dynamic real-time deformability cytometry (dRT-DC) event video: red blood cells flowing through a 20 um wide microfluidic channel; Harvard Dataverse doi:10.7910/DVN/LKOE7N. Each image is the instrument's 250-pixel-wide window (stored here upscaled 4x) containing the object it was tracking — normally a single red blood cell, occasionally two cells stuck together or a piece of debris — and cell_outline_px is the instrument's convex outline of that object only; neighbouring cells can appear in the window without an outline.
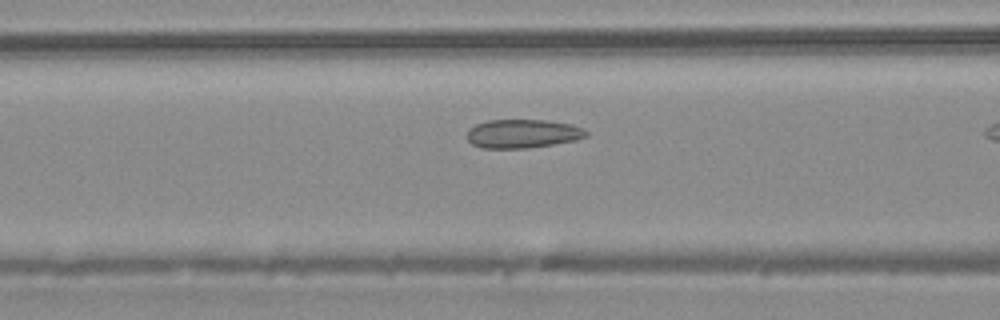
{"species": "common noctule bat (a hibernating species)", "species_latin": "Nyctalus noctula", "temperature_condition": "warm", "stored_images_in_passage": 13, "camera_frame_rate_fps": 3000, "um_per_image_px": 0.085, "animal": {"sex": "male", "body_mass_g": 20.4}, "frame": {"image": 1, "passage_image": 11, "time_ms": 3.333, "image_size_px": [1000, 320], "cell_outline_px": [[588, 136], [576, 140], [528, 148], [480, 148], [472, 144], [468, 140], [468, 132], [476, 124], [488, 120], [544, 120], [572, 124], [584, 128], [588, 132]], "centroid_in_image_um": [44.46, 11.36], "position_along_channel_um": 122.1, "area_um2": 19.88}}